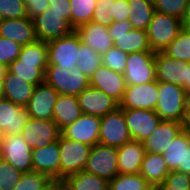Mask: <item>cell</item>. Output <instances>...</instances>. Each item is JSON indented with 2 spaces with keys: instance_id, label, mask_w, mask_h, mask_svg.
Segmentation results:
<instances>
[{
  "instance_id": "cell-1",
  "label": "cell",
  "mask_w": 190,
  "mask_h": 190,
  "mask_svg": "<svg viewBox=\"0 0 190 190\" xmlns=\"http://www.w3.org/2000/svg\"><path fill=\"white\" fill-rule=\"evenodd\" d=\"M45 82L59 94L73 96H77L90 86V79L77 65H48Z\"/></svg>"
},
{
  "instance_id": "cell-2",
  "label": "cell",
  "mask_w": 190,
  "mask_h": 190,
  "mask_svg": "<svg viewBox=\"0 0 190 190\" xmlns=\"http://www.w3.org/2000/svg\"><path fill=\"white\" fill-rule=\"evenodd\" d=\"M182 28V20L178 17L155 11L146 30L151 50L162 52Z\"/></svg>"
},
{
  "instance_id": "cell-3",
  "label": "cell",
  "mask_w": 190,
  "mask_h": 190,
  "mask_svg": "<svg viewBox=\"0 0 190 190\" xmlns=\"http://www.w3.org/2000/svg\"><path fill=\"white\" fill-rule=\"evenodd\" d=\"M32 20L37 40L43 42L65 37L74 31L71 12L49 11L48 8Z\"/></svg>"
},
{
  "instance_id": "cell-4",
  "label": "cell",
  "mask_w": 190,
  "mask_h": 190,
  "mask_svg": "<svg viewBox=\"0 0 190 190\" xmlns=\"http://www.w3.org/2000/svg\"><path fill=\"white\" fill-rule=\"evenodd\" d=\"M158 101L155 112L162 120L179 122L182 119L186 93L176 84L158 82Z\"/></svg>"
},
{
  "instance_id": "cell-5",
  "label": "cell",
  "mask_w": 190,
  "mask_h": 190,
  "mask_svg": "<svg viewBox=\"0 0 190 190\" xmlns=\"http://www.w3.org/2000/svg\"><path fill=\"white\" fill-rule=\"evenodd\" d=\"M92 146L59 136L60 180L82 171L89 158Z\"/></svg>"
},
{
  "instance_id": "cell-6",
  "label": "cell",
  "mask_w": 190,
  "mask_h": 190,
  "mask_svg": "<svg viewBox=\"0 0 190 190\" xmlns=\"http://www.w3.org/2000/svg\"><path fill=\"white\" fill-rule=\"evenodd\" d=\"M154 51H142L127 55L124 77L127 85H140L156 80Z\"/></svg>"
},
{
  "instance_id": "cell-7",
  "label": "cell",
  "mask_w": 190,
  "mask_h": 190,
  "mask_svg": "<svg viewBox=\"0 0 190 190\" xmlns=\"http://www.w3.org/2000/svg\"><path fill=\"white\" fill-rule=\"evenodd\" d=\"M83 170L108 181L115 178L119 174L117 148L100 143L92 146Z\"/></svg>"
},
{
  "instance_id": "cell-8",
  "label": "cell",
  "mask_w": 190,
  "mask_h": 190,
  "mask_svg": "<svg viewBox=\"0 0 190 190\" xmlns=\"http://www.w3.org/2000/svg\"><path fill=\"white\" fill-rule=\"evenodd\" d=\"M99 143L111 147H120L132 140L129 128L121 108L100 118Z\"/></svg>"
},
{
  "instance_id": "cell-9",
  "label": "cell",
  "mask_w": 190,
  "mask_h": 190,
  "mask_svg": "<svg viewBox=\"0 0 190 190\" xmlns=\"http://www.w3.org/2000/svg\"><path fill=\"white\" fill-rule=\"evenodd\" d=\"M1 159L23 173L33 171L32 149L21 134L4 135L0 145Z\"/></svg>"
},
{
  "instance_id": "cell-10",
  "label": "cell",
  "mask_w": 190,
  "mask_h": 190,
  "mask_svg": "<svg viewBox=\"0 0 190 190\" xmlns=\"http://www.w3.org/2000/svg\"><path fill=\"white\" fill-rule=\"evenodd\" d=\"M158 97L157 80L140 85H127L119 108L155 111Z\"/></svg>"
},
{
  "instance_id": "cell-11",
  "label": "cell",
  "mask_w": 190,
  "mask_h": 190,
  "mask_svg": "<svg viewBox=\"0 0 190 190\" xmlns=\"http://www.w3.org/2000/svg\"><path fill=\"white\" fill-rule=\"evenodd\" d=\"M61 130L53 120L35 119L30 117L22 130L23 139L31 149L44 147L57 141Z\"/></svg>"
},
{
  "instance_id": "cell-12",
  "label": "cell",
  "mask_w": 190,
  "mask_h": 190,
  "mask_svg": "<svg viewBox=\"0 0 190 190\" xmlns=\"http://www.w3.org/2000/svg\"><path fill=\"white\" fill-rule=\"evenodd\" d=\"M48 65H76L79 56L80 37L75 30L58 39L47 42Z\"/></svg>"
},
{
  "instance_id": "cell-13",
  "label": "cell",
  "mask_w": 190,
  "mask_h": 190,
  "mask_svg": "<svg viewBox=\"0 0 190 190\" xmlns=\"http://www.w3.org/2000/svg\"><path fill=\"white\" fill-rule=\"evenodd\" d=\"M132 140L144 142L162 120L154 110L122 109Z\"/></svg>"
},
{
  "instance_id": "cell-14",
  "label": "cell",
  "mask_w": 190,
  "mask_h": 190,
  "mask_svg": "<svg viewBox=\"0 0 190 190\" xmlns=\"http://www.w3.org/2000/svg\"><path fill=\"white\" fill-rule=\"evenodd\" d=\"M59 93L46 82L38 84L26 106L29 117L53 120V109Z\"/></svg>"
},
{
  "instance_id": "cell-15",
  "label": "cell",
  "mask_w": 190,
  "mask_h": 190,
  "mask_svg": "<svg viewBox=\"0 0 190 190\" xmlns=\"http://www.w3.org/2000/svg\"><path fill=\"white\" fill-rule=\"evenodd\" d=\"M90 86L101 90L119 104L123 98L127 84L122 73L113 71L101 64L91 76Z\"/></svg>"
},
{
  "instance_id": "cell-16",
  "label": "cell",
  "mask_w": 190,
  "mask_h": 190,
  "mask_svg": "<svg viewBox=\"0 0 190 190\" xmlns=\"http://www.w3.org/2000/svg\"><path fill=\"white\" fill-rule=\"evenodd\" d=\"M83 114L104 117L107 113L114 112L119 104L109 95L91 86L87 87L77 96Z\"/></svg>"
},
{
  "instance_id": "cell-17",
  "label": "cell",
  "mask_w": 190,
  "mask_h": 190,
  "mask_svg": "<svg viewBox=\"0 0 190 190\" xmlns=\"http://www.w3.org/2000/svg\"><path fill=\"white\" fill-rule=\"evenodd\" d=\"M100 117L82 114L74 123L61 130V134L81 143L94 146L99 143Z\"/></svg>"
},
{
  "instance_id": "cell-18",
  "label": "cell",
  "mask_w": 190,
  "mask_h": 190,
  "mask_svg": "<svg viewBox=\"0 0 190 190\" xmlns=\"http://www.w3.org/2000/svg\"><path fill=\"white\" fill-rule=\"evenodd\" d=\"M156 80L183 87L189 63L167 56L163 51L155 56Z\"/></svg>"
},
{
  "instance_id": "cell-19",
  "label": "cell",
  "mask_w": 190,
  "mask_h": 190,
  "mask_svg": "<svg viewBox=\"0 0 190 190\" xmlns=\"http://www.w3.org/2000/svg\"><path fill=\"white\" fill-rule=\"evenodd\" d=\"M33 171L48 175L52 180H60L59 139L53 143L32 149Z\"/></svg>"
},
{
  "instance_id": "cell-20",
  "label": "cell",
  "mask_w": 190,
  "mask_h": 190,
  "mask_svg": "<svg viewBox=\"0 0 190 190\" xmlns=\"http://www.w3.org/2000/svg\"><path fill=\"white\" fill-rule=\"evenodd\" d=\"M29 118L26 107L5 98L0 99V129L4 135L21 134Z\"/></svg>"
},
{
  "instance_id": "cell-21",
  "label": "cell",
  "mask_w": 190,
  "mask_h": 190,
  "mask_svg": "<svg viewBox=\"0 0 190 190\" xmlns=\"http://www.w3.org/2000/svg\"><path fill=\"white\" fill-rule=\"evenodd\" d=\"M182 131L181 123L161 120L155 131L143 142L145 152L163 154Z\"/></svg>"
},
{
  "instance_id": "cell-22",
  "label": "cell",
  "mask_w": 190,
  "mask_h": 190,
  "mask_svg": "<svg viewBox=\"0 0 190 190\" xmlns=\"http://www.w3.org/2000/svg\"><path fill=\"white\" fill-rule=\"evenodd\" d=\"M75 32L79 35L81 43L89 46L100 55L114 46L106 26L89 22L77 27Z\"/></svg>"
},
{
  "instance_id": "cell-23",
  "label": "cell",
  "mask_w": 190,
  "mask_h": 190,
  "mask_svg": "<svg viewBox=\"0 0 190 190\" xmlns=\"http://www.w3.org/2000/svg\"><path fill=\"white\" fill-rule=\"evenodd\" d=\"M0 36L15 41L21 46L37 40L33 20L28 17L4 19L0 24Z\"/></svg>"
},
{
  "instance_id": "cell-24",
  "label": "cell",
  "mask_w": 190,
  "mask_h": 190,
  "mask_svg": "<svg viewBox=\"0 0 190 190\" xmlns=\"http://www.w3.org/2000/svg\"><path fill=\"white\" fill-rule=\"evenodd\" d=\"M118 172L121 174H137L145 156L143 142L131 140L117 148Z\"/></svg>"
},
{
  "instance_id": "cell-25",
  "label": "cell",
  "mask_w": 190,
  "mask_h": 190,
  "mask_svg": "<svg viewBox=\"0 0 190 190\" xmlns=\"http://www.w3.org/2000/svg\"><path fill=\"white\" fill-rule=\"evenodd\" d=\"M34 88V84H31L8 71L2 84L3 98L8 99L19 106L26 107L32 97Z\"/></svg>"
},
{
  "instance_id": "cell-26",
  "label": "cell",
  "mask_w": 190,
  "mask_h": 190,
  "mask_svg": "<svg viewBox=\"0 0 190 190\" xmlns=\"http://www.w3.org/2000/svg\"><path fill=\"white\" fill-rule=\"evenodd\" d=\"M82 114L76 96L59 94L53 109V121L60 130L74 123Z\"/></svg>"
},
{
  "instance_id": "cell-27",
  "label": "cell",
  "mask_w": 190,
  "mask_h": 190,
  "mask_svg": "<svg viewBox=\"0 0 190 190\" xmlns=\"http://www.w3.org/2000/svg\"><path fill=\"white\" fill-rule=\"evenodd\" d=\"M169 172L170 171L162 154L145 153L139 174L152 187L164 182Z\"/></svg>"
},
{
  "instance_id": "cell-28",
  "label": "cell",
  "mask_w": 190,
  "mask_h": 190,
  "mask_svg": "<svg viewBox=\"0 0 190 190\" xmlns=\"http://www.w3.org/2000/svg\"><path fill=\"white\" fill-rule=\"evenodd\" d=\"M48 63L20 61L18 58L8 65V71L23 80L34 84L45 82V73Z\"/></svg>"
},
{
  "instance_id": "cell-29",
  "label": "cell",
  "mask_w": 190,
  "mask_h": 190,
  "mask_svg": "<svg viewBox=\"0 0 190 190\" xmlns=\"http://www.w3.org/2000/svg\"><path fill=\"white\" fill-rule=\"evenodd\" d=\"M114 46L127 54L152 51L147 32L142 29H132L126 34L114 35Z\"/></svg>"
},
{
  "instance_id": "cell-30",
  "label": "cell",
  "mask_w": 190,
  "mask_h": 190,
  "mask_svg": "<svg viewBox=\"0 0 190 190\" xmlns=\"http://www.w3.org/2000/svg\"><path fill=\"white\" fill-rule=\"evenodd\" d=\"M67 190H109V181L84 170L63 180Z\"/></svg>"
},
{
  "instance_id": "cell-31",
  "label": "cell",
  "mask_w": 190,
  "mask_h": 190,
  "mask_svg": "<svg viewBox=\"0 0 190 190\" xmlns=\"http://www.w3.org/2000/svg\"><path fill=\"white\" fill-rule=\"evenodd\" d=\"M130 22L133 29L147 30L148 25L153 18L155 8L152 0H128Z\"/></svg>"
},
{
  "instance_id": "cell-32",
  "label": "cell",
  "mask_w": 190,
  "mask_h": 190,
  "mask_svg": "<svg viewBox=\"0 0 190 190\" xmlns=\"http://www.w3.org/2000/svg\"><path fill=\"white\" fill-rule=\"evenodd\" d=\"M188 147L187 130H183L162 154L169 171L183 173L184 150H187Z\"/></svg>"
},
{
  "instance_id": "cell-33",
  "label": "cell",
  "mask_w": 190,
  "mask_h": 190,
  "mask_svg": "<svg viewBox=\"0 0 190 190\" xmlns=\"http://www.w3.org/2000/svg\"><path fill=\"white\" fill-rule=\"evenodd\" d=\"M163 52L171 58L190 63V33L182 28Z\"/></svg>"
},
{
  "instance_id": "cell-34",
  "label": "cell",
  "mask_w": 190,
  "mask_h": 190,
  "mask_svg": "<svg viewBox=\"0 0 190 190\" xmlns=\"http://www.w3.org/2000/svg\"><path fill=\"white\" fill-rule=\"evenodd\" d=\"M152 186L139 174H121L109 180V190H150Z\"/></svg>"
},
{
  "instance_id": "cell-35",
  "label": "cell",
  "mask_w": 190,
  "mask_h": 190,
  "mask_svg": "<svg viewBox=\"0 0 190 190\" xmlns=\"http://www.w3.org/2000/svg\"><path fill=\"white\" fill-rule=\"evenodd\" d=\"M96 0H70L71 26L74 30L82 24L91 22Z\"/></svg>"
},
{
  "instance_id": "cell-36",
  "label": "cell",
  "mask_w": 190,
  "mask_h": 190,
  "mask_svg": "<svg viewBox=\"0 0 190 190\" xmlns=\"http://www.w3.org/2000/svg\"><path fill=\"white\" fill-rule=\"evenodd\" d=\"M101 64V55L95 52L89 46L81 43L80 40L79 56L76 65L82 71V73L90 79L93 73L101 66Z\"/></svg>"
},
{
  "instance_id": "cell-37",
  "label": "cell",
  "mask_w": 190,
  "mask_h": 190,
  "mask_svg": "<svg viewBox=\"0 0 190 190\" xmlns=\"http://www.w3.org/2000/svg\"><path fill=\"white\" fill-rule=\"evenodd\" d=\"M18 59L20 61L48 63L47 42L36 40L33 43L22 46Z\"/></svg>"
},
{
  "instance_id": "cell-38",
  "label": "cell",
  "mask_w": 190,
  "mask_h": 190,
  "mask_svg": "<svg viewBox=\"0 0 190 190\" xmlns=\"http://www.w3.org/2000/svg\"><path fill=\"white\" fill-rule=\"evenodd\" d=\"M51 181L48 175L31 171L23 174L13 190H43Z\"/></svg>"
},
{
  "instance_id": "cell-39",
  "label": "cell",
  "mask_w": 190,
  "mask_h": 190,
  "mask_svg": "<svg viewBox=\"0 0 190 190\" xmlns=\"http://www.w3.org/2000/svg\"><path fill=\"white\" fill-rule=\"evenodd\" d=\"M190 175L178 171H170L165 181L152 187L153 190H189Z\"/></svg>"
},
{
  "instance_id": "cell-40",
  "label": "cell",
  "mask_w": 190,
  "mask_h": 190,
  "mask_svg": "<svg viewBox=\"0 0 190 190\" xmlns=\"http://www.w3.org/2000/svg\"><path fill=\"white\" fill-rule=\"evenodd\" d=\"M23 174V172L15 169L9 162L0 159V190H13Z\"/></svg>"
},
{
  "instance_id": "cell-41",
  "label": "cell",
  "mask_w": 190,
  "mask_h": 190,
  "mask_svg": "<svg viewBox=\"0 0 190 190\" xmlns=\"http://www.w3.org/2000/svg\"><path fill=\"white\" fill-rule=\"evenodd\" d=\"M127 53L112 46L108 51L101 55L102 64L111 70L124 74L127 63Z\"/></svg>"
},
{
  "instance_id": "cell-42",
  "label": "cell",
  "mask_w": 190,
  "mask_h": 190,
  "mask_svg": "<svg viewBox=\"0 0 190 190\" xmlns=\"http://www.w3.org/2000/svg\"><path fill=\"white\" fill-rule=\"evenodd\" d=\"M155 11L183 19L188 0H152Z\"/></svg>"
},
{
  "instance_id": "cell-43",
  "label": "cell",
  "mask_w": 190,
  "mask_h": 190,
  "mask_svg": "<svg viewBox=\"0 0 190 190\" xmlns=\"http://www.w3.org/2000/svg\"><path fill=\"white\" fill-rule=\"evenodd\" d=\"M113 2L115 0H96L91 22L108 27L113 22Z\"/></svg>"
},
{
  "instance_id": "cell-44",
  "label": "cell",
  "mask_w": 190,
  "mask_h": 190,
  "mask_svg": "<svg viewBox=\"0 0 190 190\" xmlns=\"http://www.w3.org/2000/svg\"><path fill=\"white\" fill-rule=\"evenodd\" d=\"M0 13L4 19L27 17L26 5L22 0H0Z\"/></svg>"
},
{
  "instance_id": "cell-45",
  "label": "cell",
  "mask_w": 190,
  "mask_h": 190,
  "mask_svg": "<svg viewBox=\"0 0 190 190\" xmlns=\"http://www.w3.org/2000/svg\"><path fill=\"white\" fill-rule=\"evenodd\" d=\"M21 48L17 42L0 36V62L8 66L18 58Z\"/></svg>"
},
{
  "instance_id": "cell-46",
  "label": "cell",
  "mask_w": 190,
  "mask_h": 190,
  "mask_svg": "<svg viewBox=\"0 0 190 190\" xmlns=\"http://www.w3.org/2000/svg\"><path fill=\"white\" fill-rule=\"evenodd\" d=\"M25 5L29 19L35 18L50 7L49 0H29Z\"/></svg>"
},
{
  "instance_id": "cell-47",
  "label": "cell",
  "mask_w": 190,
  "mask_h": 190,
  "mask_svg": "<svg viewBox=\"0 0 190 190\" xmlns=\"http://www.w3.org/2000/svg\"><path fill=\"white\" fill-rule=\"evenodd\" d=\"M128 0H115L113 2V22L125 21L130 17Z\"/></svg>"
},
{
  "instance_id": "cell-48",
  "label": "cell",
  "mask_w": 190,
  "mask_h": 190,
  "mask_svg": "<svg viewBox=\"0 0 190 190\" xmlns=\"http://www.w3.org/2000/svg\"><path fill=\"white\" fill-rule=\"evenodd\" d=\"M133 28L130 24V22L128 20L119 22H112L109 26H108V32L114 42V35H122V34H126L129 31H131Z\"/></svg>"
},
{
  "instance_id": "cell-49",
  "label": "cell",
  "mask_w": 190,
  "mask_h": 190,
  "mask_svg": "<svg viewBox=\"0 0 190 190\" xmlns=\"http://www.w3.org/2000/svg\"><path fill=\"white\" fill-rule=\"evenodd\" d=\"M49 11L71 12L70 0H49Z\"/></svg>"
},
{
  "instance_id": "cell-50",
  "label": "cell",
  "mask_w": 190,
  "mask_h": 190,
  "mask_svg": "<svg viewBox=\"0 0 190 190\" xmlns=\"http://www.w3.org/2000/svg\"><path fill=\"white\" fill-rule=\"evenodd\" d=\"M180 123L183 130H190V94H186L184 112Z\"/></svg>"
},
{
  "instance_id": "cell-51",
  "label": "cell",
  "mask_w": 190,
  "mask_h": 190,
  "mask_svg": "<svg viewBox=\"0 0 190 190\" xmlns=\"http://www.w3.org/2000/svg\"><path fill=\"white\" fill-rule=\"evenodd\" d=\"M43 190H67V187L62 180H52Z\"/></svg>"
},
{
  "instance_id": "cell-52",
  "label": "cell",
  "mask_w": 190,
  "mask_h": 190,
  "mask_svg": "<svg viewBox=\"0 0 190 190\" xmlns=\"http://www.w3.org/2000/svg\"><path fill=\"white\" fill-rule=\"evenodd\" d=\"M183 173L190 175V146L184 150Z\"/></svg>"
},
{
  "instance_id": "cell-53",
  "label": "cell",
  "mask_w": 190,
  "mask_h": 190,
  "mask_svg": "<svg viewBox=\"0 0 190 190\" xmlns=\"http://www.w3.org/2000/svg\"><path fill=\"white\" fill-rule=\"evenodd\" d=\"M183 89L185 90L186 94H190V63L189 68H187L186 82L183 85Z\"/></svg>"
},
{
  "instance_id": "cell-54",
  "label": "cell",
  "mask_w": 190,
  "mask_h": 190,
  "mask_svg": "<svg viewBox=\"0 0 190 190\" xmlns=\"http://www.w3.org/2000/svg\"><path fill=\"white\" fill-rule=\"evenodd\" d=\"M7 72H8V66L0 62V85L3 84Z\"/></svg>"
},
{
  "instance_id": "cell-55",
  "label": "cell",
  "mask_w": 190,
  "mask_h": 190,
  "mask_svg": "<svg viewBox=\"0 0 190 190\" xmlns=\"http://www.w3.org/2000/svg\"><path fill=\"white\" fill-rule=\"evenodd\" d=\"M182 26L184 30L190 33V17H183Z\"/></svg>"
},
{
  "instance_id": "cell-56",
  "label": "cell",
  "mask_w": 190,
  "mask_h": 190,
  "mask_svg": "<svg viewBox=\"0 0 190 190\" xmlns=\"http://www.w3.org/2000/svg\"><path fill=\"white\" fill-rule=\"evenodd\" d=\"M184 17H190V0H188Z\"/></svg>"
},
{
  "instance_id": "cell-57",
  "label": "cell",
  "mask_w": 190,
  "mask_h": 190,
  "mask_svg": "<svg viewBox=\"0 0 190 190\" xmlns=\"http://www.w3.org/2000/svg\"><path fill=\"white\" fill-rule=\"evenodd\" d=\"M3 138H4V133H3V131L0 129V145H1V142H2Z\"/></svg>"
},
{
  "instance_id": "cell-58",
  "label": "cell",
  "mask_w": 190,
  "mask_h": 190,
  "mask_svg": "<svg viewBox=\"0 0 190 190\" xmlns=\"http://www.w3.org/2000/svg\"><path fill=\"white\" fill-rule=\"evenodd\" d=\"M187 137H188V142H189V146H190V130H187Z\"/></svg>"
},
{
  "instance_id": "cell-59",
  "label": "cell",
  "mask_w": 190,
  "mask_h": 190,
  "mask_svg": "<svg viewBox=\"0 0 190 190\" xmlns=\"http://www.w3.org/2000/svg\"><path fill=\"white\" fill-rule=\"evenodd\" d=\"M3 98V93H2V85H0V99Z\"/></svg>"
},
{
  "instance_id": "cell-60",
  "label": "cell",
  "mask_w": 190,
  "mask_h": 190,
  "mask_svg": "<svg viewBox=\"0 0 190 190\" xmlns=\"http://www.w3.org/2000/svg\"><path fill=\"white\" fill-rule=\"evenodd\" d=\"M4 20L2 14L0 13V24L2 23V21Z\"/></svg>"
},
{
  "instance_id": "cell-61",
  "label": "cell",
  "mask_w": 190,
  "mask_h": 190,
  "mask_svg": "<svg viewBox=\"0 0 190 190\" xmlns=\"http://www.w3.org/2000/svg\"><path fill=\"white\" fill-rule=\"evenodd\" d=\"M25 4L29 1V0H22Z\"/></svg>"
}]
</instances>
